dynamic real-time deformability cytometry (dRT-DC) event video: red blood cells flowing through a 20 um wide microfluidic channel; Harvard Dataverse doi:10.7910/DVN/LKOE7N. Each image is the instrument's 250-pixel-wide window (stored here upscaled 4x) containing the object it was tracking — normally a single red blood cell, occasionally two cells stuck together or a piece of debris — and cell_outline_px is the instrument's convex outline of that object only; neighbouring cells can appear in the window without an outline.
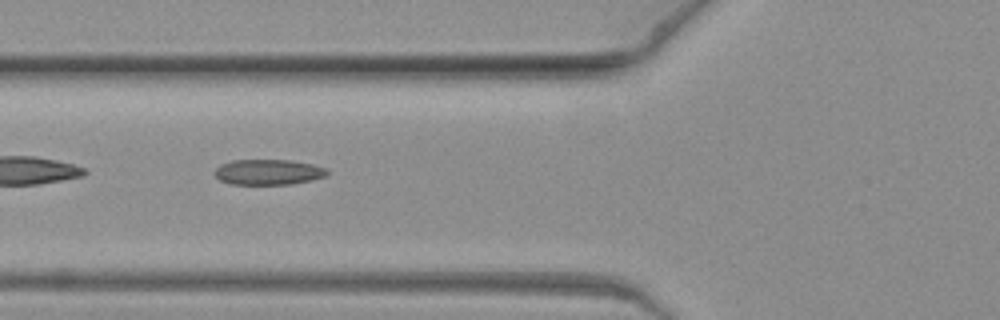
{"species": "common noctule bat (a hibernating species)", "species_latin": "Nyctalus noctula", "temperature_condition": "warm", "stored_images_in_passage": 4, "camera_frame_rate_fps": 3000, "um_per_image_px": 0.085, "animal": {"sex": "female", "body_mass_g": 19.3, "forearm_length_mm": 54.1}, "frame": {"image": 1, "passage_image": 3, "time_ms": 0.667, "image_size_px": [1000, 320], "cell_outline_px": [[328, 176], [312, 180], [292, 184], [232, 184], [220, 180], [212, 172], [220, 164], [232, 160], [292, 160], [312, 164], [324, 168], [328, 172]], "centroid_in_image_um": [22.79, 14.62], "position_along_channel_um": 103.0, "area_um2": 16.76}}